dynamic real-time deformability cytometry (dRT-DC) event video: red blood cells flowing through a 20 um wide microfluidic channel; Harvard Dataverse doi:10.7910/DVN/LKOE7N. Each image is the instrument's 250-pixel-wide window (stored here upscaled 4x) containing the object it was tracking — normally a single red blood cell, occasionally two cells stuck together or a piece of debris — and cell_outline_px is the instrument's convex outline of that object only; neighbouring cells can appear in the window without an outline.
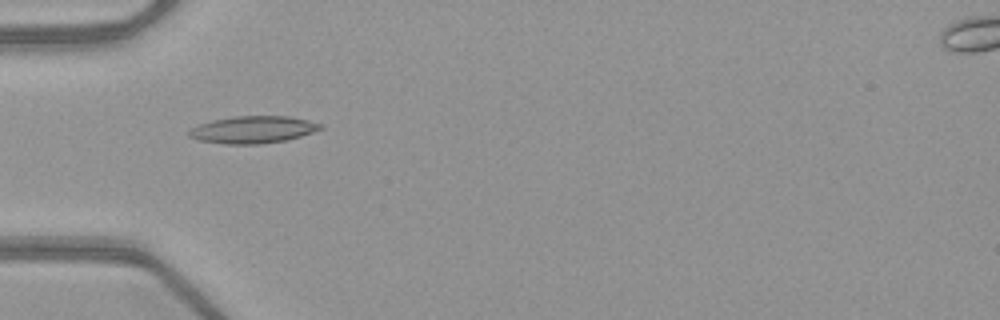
{"species": "common noctule bat (a hibernating species)", "species_latin": "Nyctalus noctula", "temperature_condition": "warm", "stored_images_in_passage": 51, "camera_frame_rate_fps": 3000, "um_per_image_px": 0.085, "animal": {"sex": "female", "body_mass_g": 21.9}, "frame": {"image": 1, "passage_image": 17, "time_ms": 5.333, "image_size_px": [1000, 320], "cell_outline_px": [[324, 128], [288, 140], [260, 144], [224, 144], [200, 140], [188, 136], [188, 132], [192, 128], [200, 124], [212, 120], [232, 116], [288, 116], [308, 120], [324, 124]], "centroid_in_image_um": [21.53, 11.02], "position_along_channel_um": 63.5, "area_um2": 20.87}}
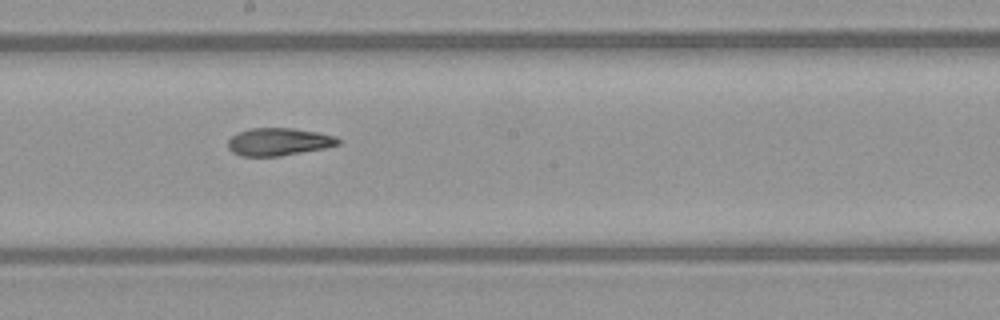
{"frame": {"image": 2, "passage_image": 29, "time_ms": 9.333, "image_size_px": [1000, 320], "cell_outline_px": [[340, 144], [324, 148], [280, 156], [240, 156], [232, 152], [228, 148], [228, 140], [232, 136], [240, 132], [252, 128], [292, 128], [316, 132], [336, 136], [340, 140]], "centroid_in_image_um": [23.68, 12.05], "position_along_channel_um": 224.5, "area_um2": 17.63}}
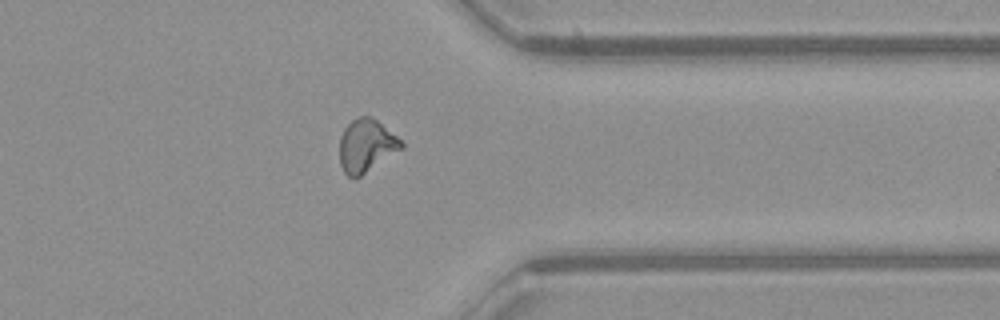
{"frame": {"image": 3, "passage_image": 41, "time_ms": 13.333, "image_size_px": [1000, 320], "cell_outline_px": [[404, 148], [360, 176], [352, 180], [344, 172], [340, 164], [340, 136], [344, 128], [352, 120], [360, 116], [368, 116], [376, 120], [396, 136], [404, 144]], "centroid_in_image_um": [31.12, 12.41], "position_along_channel_um": 380.3, "area_um2": 18.9}, "authors_computed_cell_mechanics": {"area_um2": 18.9006, "velocity_mm_per_s": 4.0525, "shape_relaxation_time_tau1_ms": 8.8079, "shape_relaxation_time_tau2_ms": 3.1224, "deformation_change_tau1": 0.2277, "deformation_change_tau2": 0.1005}}